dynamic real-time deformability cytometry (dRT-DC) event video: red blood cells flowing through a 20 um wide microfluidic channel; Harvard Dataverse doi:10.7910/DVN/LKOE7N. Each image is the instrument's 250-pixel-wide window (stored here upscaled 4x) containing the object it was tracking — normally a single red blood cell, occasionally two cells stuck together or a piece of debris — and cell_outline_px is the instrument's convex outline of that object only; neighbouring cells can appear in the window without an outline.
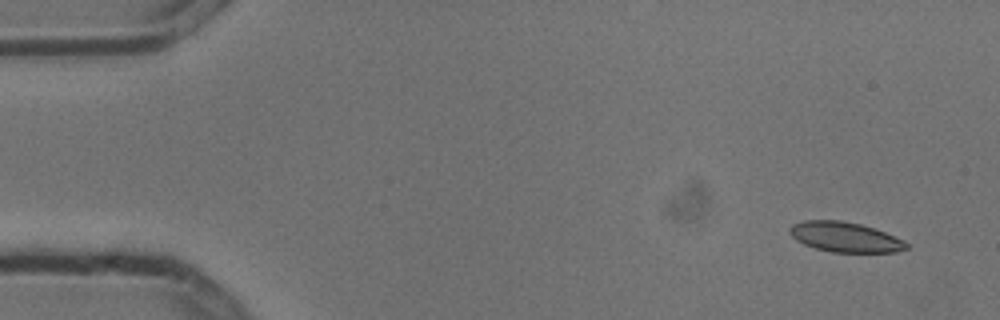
{"species": "common noctule bat (a hibernating species)", "species_latin": "Nyctalus noctula", "temperature_condition": "cold", "stored_images_in_passage": 8, "camera_frame_rate_fps": 3000, "um_per_image_px": 0.085, "animal": {"sex": "male", "body_mass_g": 13.3}, "frame": {"image": 1, "passage_image": 1, "time_ms": 0.0, "image_size_px": [1000, 320], "cell_outline_px": [[908, 248], [896, 252], [832, 252], [816, 248], [804, 244], [796, 240], [788, 232], [788, 228], [792, 224], [804, 220], [840, 220], [860, 224], [884, 232], [904, 240], [908, 244]], "centroid_in_image_um": [71.8, 20.14], "position_along_channel_um": 13.2, "area_um2": 20.35}}
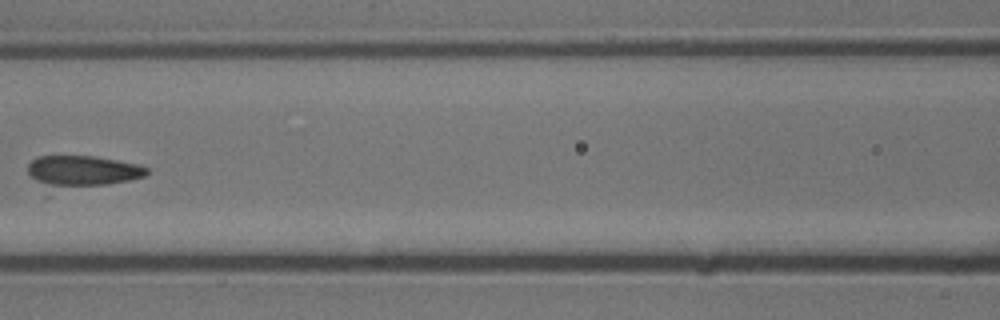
{"frame": {"image": 2, "passage_image": 7, "time_ms": 2.0, "image_size_px": [1000, 320], "cell_outline_px": [[148, 172], [144, 176], [128, 180], [48, 196], [44, 196], [28, 172], [28, 164], [36, 156], [96, 156], [140, 164], [148, 168]], "centroid_in_image_um": [6.8, 14.68], "position_along_channel_um": 159.8, "area_um2": 23.87}}
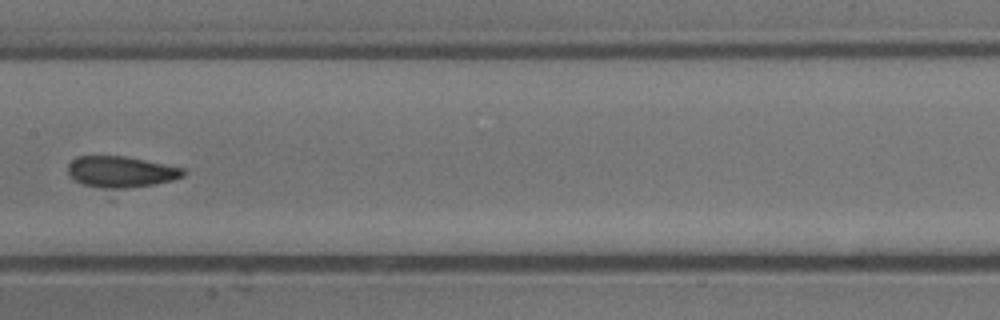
{"frame": {"image": 3, "passage_image": 8, "time_ms": 2.333, "image_size_px": [1000, 320], "cell_outline_px": [[184, 176], [112, 200], [108, 200], [76, 180], [68, 172], [68, 164], [76, 156], [124, 156], [184, 168]], "centroid_in_image_um": [10.24, 14.83], "position_along_channel_um": 197.2, "area_um2": 24.1}}